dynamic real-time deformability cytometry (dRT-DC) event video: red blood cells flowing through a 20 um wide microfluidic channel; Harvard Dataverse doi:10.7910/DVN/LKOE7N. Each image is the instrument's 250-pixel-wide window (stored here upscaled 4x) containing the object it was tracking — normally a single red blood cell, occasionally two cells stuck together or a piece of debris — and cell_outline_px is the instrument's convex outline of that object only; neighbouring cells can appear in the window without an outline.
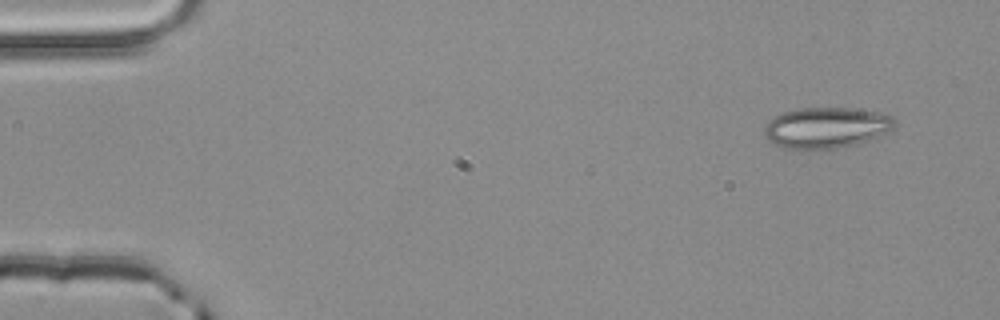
{"species": "common noctule bat (a hibernating species)", "species_latin": "Nyctalus noctula", "temperature_condition": "room temperature", "stored_images_in_passage": 4, "camera_frame_rate_fps": 3000, "um_per_image_px": 0.085, "animal": {"sex": "male", "body_mass_g": 20.4}, "frame": {"image": 1, "passage_image": 1, "time_ms": 0.0, "image_size_px": [1000, 320], "cell_outline_px": [[896, 128], [872, 140], [844, 148], [820, 152], [812, 152], [784, 148], [768, 140], [764, 132], [764, 124], [768, 120], [780, 112], [800, 108], [852, 108], [880, 112], [892, 116], [896, 120]], "centroid_in_image_um": [70.25, 10.9], "position_along_channel_um": 14.8, "area_um2": 32.48}}